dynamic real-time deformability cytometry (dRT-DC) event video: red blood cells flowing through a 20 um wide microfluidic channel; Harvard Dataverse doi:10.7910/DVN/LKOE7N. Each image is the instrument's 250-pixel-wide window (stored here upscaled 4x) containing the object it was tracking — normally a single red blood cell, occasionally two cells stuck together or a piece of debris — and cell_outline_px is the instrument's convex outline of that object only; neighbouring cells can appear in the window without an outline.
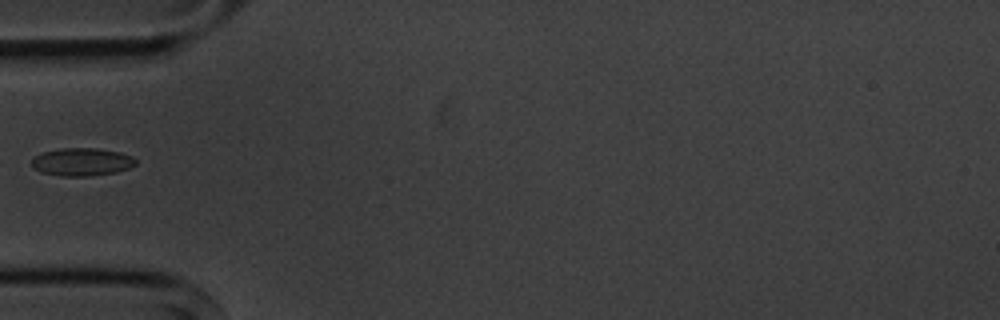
{"species": "common noctule bat (a hibernating species)", "species_latin": "Nyctalus noctula", "temperature_condition": "cold", "stored_images_in_passage": 10, "camera_frame_rate_fps": 3000, "um_per_image_px": 0.085, "animal": {"sex": "male", "body_mass_g": 20.1, "forearm_length_mm": 53.5}, "frame": {"image": 1, "passage_image": 5, "time_ms": 4.667, "image_size_px": [1000, 320], "cell_outline_px": [[136, 164], [128, 168], [116, 172], [88, 176], [60, 176], [40, 172], [32, 168], [32, 160], [36, 156], [44, 152], [60, 148], [96, 148], [120, 152], [132, 156], [136, 160]], "centroid_in_image_um": [6.95, 13.76], "position_along_channel_um": 78.1, "area_um2": 16.88}}
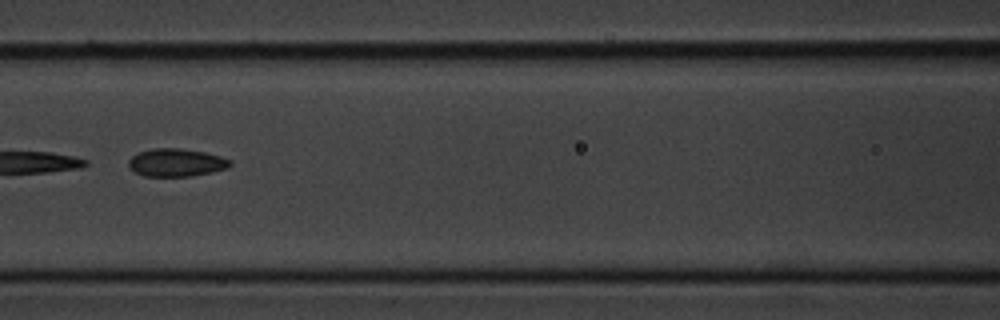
{"frame": {"image": 2, "passage_image": 7, "time_ms": 6.667, "image_size_px": [1000, 320], "cell_outline_px": [[232, 164], [228, 168], [212, 172], [192, 176], [144, 176], [136, 172], [128, 164], [128, 160], [132, 156], [140, 152], [152, 148], [180, 148], [204, 152], [220, 156], [232, 160]], "centroid_in_image_um": [15.01, 13.81], "position_along_channel_um": 151.6, "area_um2": 16.47}}
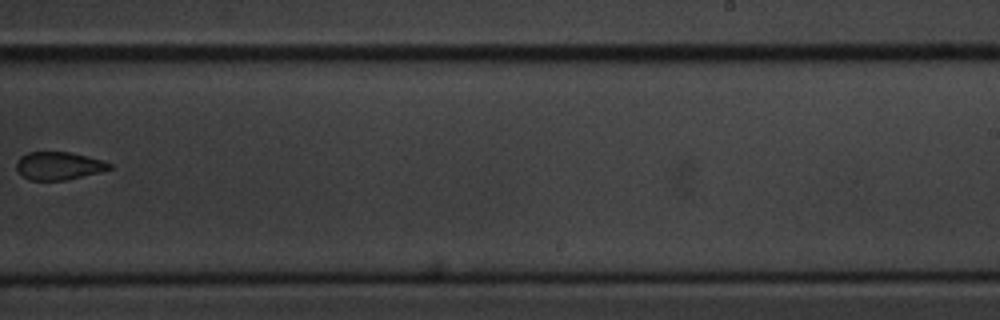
{"frame": {"image": 3, "passage_image": 10, "time_ms": 10.333, "image_size_px": [1000, 320], "cell_outline_px": [[112, 168], [100, 172], [64, 180], [28, 180], [16, 168], [16, 160], [20, 156], [28, 152], [68, 152], [104, 160], [112, 164]], "centroid_in_image_um": [4.98, 14.09], "position_along_channel_um": 284.0, "area_um2": 15.09}}